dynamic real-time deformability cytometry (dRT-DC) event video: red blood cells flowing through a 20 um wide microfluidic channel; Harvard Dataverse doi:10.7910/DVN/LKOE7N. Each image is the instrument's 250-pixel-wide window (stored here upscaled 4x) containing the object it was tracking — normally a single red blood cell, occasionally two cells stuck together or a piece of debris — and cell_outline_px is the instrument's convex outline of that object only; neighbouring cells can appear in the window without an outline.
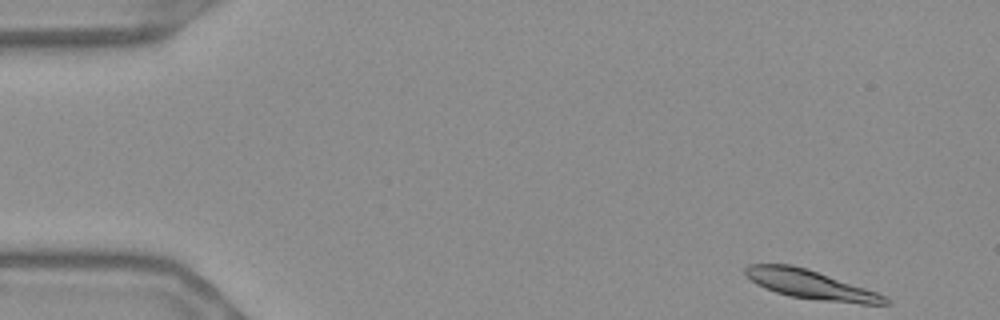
{"species": "Egyptian fruit bat (a non-hibernating species)", "species_latin": "Rousettus aegyptiacus", "temperature_condition": "warm", "stored_images_in_passage": 54, "segment_of_instrument_passage": [1, 2], "camera_frame_rate_fps": 3000, "um_per_image_px": 0.085, "frame": {"image": 1, "passage_image": 1, "time_ms": 0.0, "image_size_px": [1000, 320], "cell_outline_px": [[892, 304], [860, 304], [820, 300], [788, 296], [764, 288], [756, 284], [744, 276], [744, 268], [748, 264], [792, 264], [808, 268], [876, 292], [884, 296]], "centroid_in_image_um": [68.83, 24.18], "position_along_channel_um": 16.2, "area_um2": 23.64}}
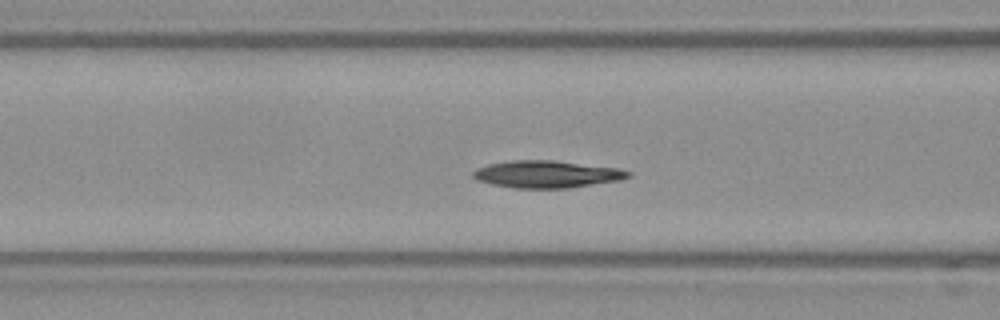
{"frame": {"image": 2, "passage_image": 19, "time_ms": 6.0, "image_size_px": [1000, 320], "cell_outline_px": [[632, 176], [620, 180], [568, 188], [512, 188], [492, 184], [476, 180], [472, 176], [472, 172], [476, 168], [488, 164], [508, 160], [556, 160], [620, 168], [632, 172]], "centroid_in_image_um": [46.48, 14.8], "position_along_channel_um": 120.1, "area_um2": 24.91}}
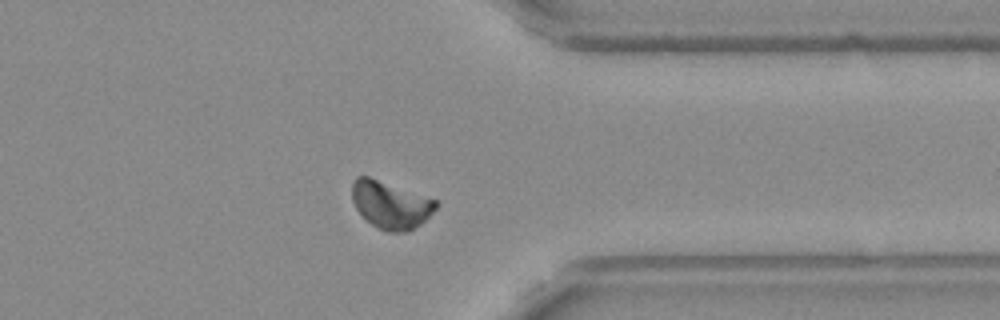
{"frame": {"image": 3, "passage_image": 41, "time_ms": 13.333, "image_size_px": [1000, 320], "cell_outline_px": [[440, 204], [420, 224], [408, 232], [388, 232], [372, 224], [356, 208], [352, 200], [352, 180], [356, 176], [368, 176], [436, 200]], "centroid_in_image_um": [33.19, 17.4], "position_along_channel_um": 378.2, "area_um2": 22.83}}